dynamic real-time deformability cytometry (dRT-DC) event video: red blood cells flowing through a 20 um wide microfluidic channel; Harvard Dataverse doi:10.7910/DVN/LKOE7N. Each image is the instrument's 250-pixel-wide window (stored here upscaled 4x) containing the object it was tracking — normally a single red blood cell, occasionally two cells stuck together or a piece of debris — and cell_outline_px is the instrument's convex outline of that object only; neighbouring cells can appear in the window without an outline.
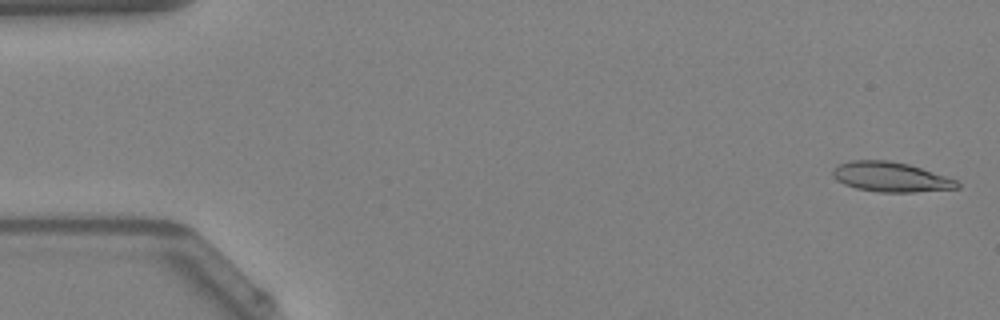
{"species": "Egyptian fruit bat (a non-hibernating species)", "species_latin": "Rousettus aegyptiacus", "temperature_condition": "warm", "stored_images_in_passage": 49, "camera_frame_rate_fps": 3000, "um_per_image_px": 0.085, "animal": {"sex": "female"}, "frame": {"image": 1, "passage_image": 2, "time_ms": 0.333, "image_size_px": [1000, 320], "cell_outline_px": [[960, 188], [916, 192], [880, 192], [856, 188], [844, 184], [836, 180], [832, 176], [832, 168], [840, 164], [852, 160], [888, 160], [908, 164], [956, 180], [960, 184]], "centroid_in_image_um": [75.68, 15.04], "position_along_channel_um": 9.3, "area_um2": 21.5}}
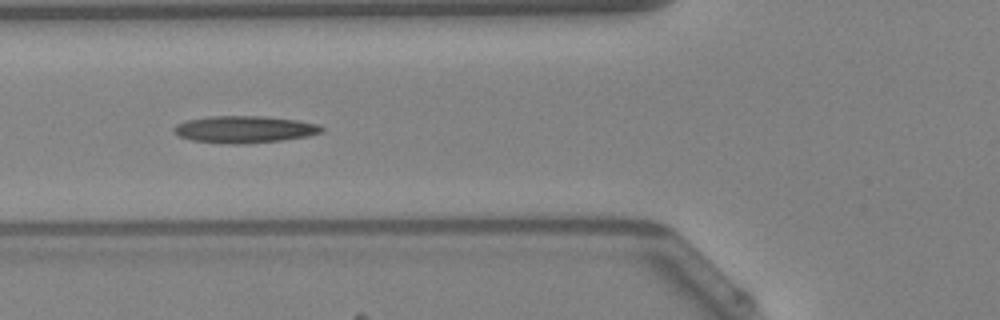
{"frame": {"image": 2, "passage_image": 19, "time_ms": 6.0, "image_size_px": [1000, 320], "cell_outline_px": [[324, 132], [308, 136], [280, 140], [244, 144], [228, 144], [192, 140], [180, 136], [172, 128], [176, 124], [188, 120], [208, 116], [264, 116], [296, 120], [316, 124], [324, 128]], "centroid_in_image_um": [20.78, 10.99], "position_along_channel_um": 105.0, "area_um2": 23.12}}
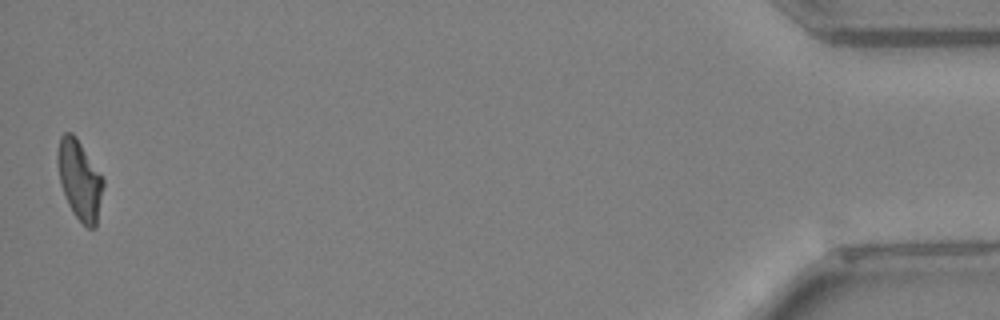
{"frame": {"image": 3, "passage_image": 49, "time_ms": 16.0, "image_size_px": [1000, 320], "cell_outline_px": [[104, 184], [96, 228], [88, 228], [72, 212], [68, 204], [60, 184], [56, 164], [56, 152], [60, 136], [64, 132], [72, 132], [76, 136], [104, 180]], "centroid_in_image_um": [6.74, 15.27], "position_along_channel_um": 428.5, "area_um2": 21.27}, "authors_computed_cell_mechanics": {"area_um2": 21.5016, "velocity_mm_per_s": 4.1645, "shape_relaxation_time_tau1_ms": null, "shape_relaxation_time_tau2_ms": 5.7874, "deformation_change_tau1": null, "deformation_change_tau2": 0.1614}}